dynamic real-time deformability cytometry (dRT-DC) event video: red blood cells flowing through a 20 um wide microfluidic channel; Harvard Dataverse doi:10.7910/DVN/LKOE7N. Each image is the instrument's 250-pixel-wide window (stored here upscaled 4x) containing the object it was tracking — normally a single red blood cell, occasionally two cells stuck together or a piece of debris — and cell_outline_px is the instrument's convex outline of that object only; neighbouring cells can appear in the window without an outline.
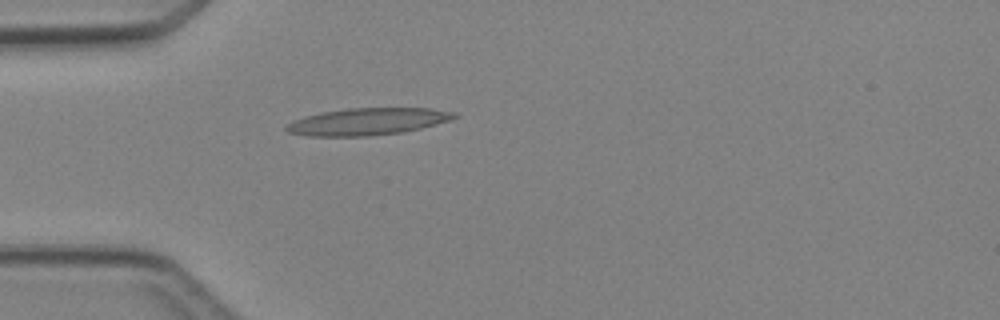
{"species": "Egyptian fruit bat (a non-hibernating species)", "species_latin": "Rousettus aegyptiacus", "temperature_condition": "cold", "stored_images_in_passage": 4, "camera_frame_rate_fps": 3000, "um_per_image_px": 0.085, "animal": {"sex": "female"}, "frame": {"image": 1, "passage_image": 4, "time_ms": 3.667, "image_size_px": [1000, 320], "cell_outline_px": [[460, 116], [452, 120], [404, 132], [368, 136], [308, 136], [288, 132], [284, 128], [288, 124], [304, 116], [324, 112], [348, 108], [432, 108], [456, 112]], "centroid_in_image_um": [31.31, 10.33], "position_along_channel_um": 53.7, "area_um2": 26.47}}